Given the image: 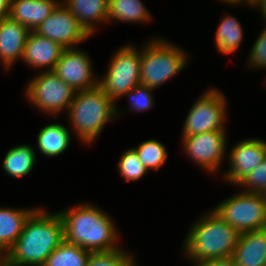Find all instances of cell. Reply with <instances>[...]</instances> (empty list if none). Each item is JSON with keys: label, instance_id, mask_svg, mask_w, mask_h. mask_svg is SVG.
<instances>
[{"label": "cell", "instance_id": "obj_33", "mask_svg": "<svg viewBox=\"0 0 266 266\" xmlns=\"http://www.w3.org/2000/svg\"><path fill=\"white\" fill-rule=\"evenodd\" d=\"M259 6L262 11L263 17L266 18V0H257L254 6Z\"/></svg>", "mask_w": 266, "mask_h": 266}, {"label": "cell", "instance_id": "obj_9", "mask_svg": "<svg viewBox=\"0 0 266 266\" xmlns=\"http://www.w3.org/2000/svg\"><path fill=\"white\" fill-rule=\"evenodd\" d=\"M225 98L211 89L191 107L183 128V136L224 129Z\"/></svg>", "mask_w": 266, "mask_h": 266}, {"label": "cell", "instance_id": "obj_34", "mask_svg": "<svg viewBox=\"0 0 266 266\" xmlns=\"http://www.w3.org/2000/svg\"><path fill=\"white\" fill-rule=\"evenodd\" d=\"M242 1H243V2L246 1L248 4H250V6H251V5L254 6V4L256 3L257 0H235V4L240 3V2H242Z\"/></svg>", "mask_w": 266, "mask_h": 266}, {"label": "cell", "instance_id": "obj_19", "mask_svg": "<svg viewBox=\"0 0 266 266\" xmlns=\"http://www.w3.org/2000/svg\"><path fill=\"white\" fill-rule=\"evenodd\" d=\"M64 5L90 36L94 31V21H108L109 0H66Z\"/></svg>", "mask_w": 266, "mask_h": 266}, {"label": "cell", "instance_id": "obj_7", "mask_svg": "<svg viewBox=\"0 0 266 266\" xmlns=\"http://www.w3.org/2000/svg\"><path fill=\"white\" fill-rule=\"evenodd\" d=\"M141 52L124 46L112 58L106 77L98 86L115 102L135 86L140 85Z\"/></svg>", "mask_w": 266, "mask_h": 266}, {"label": "cell", "instance_id": "obj_20", "mask_svg": "<svg viewBox=\"0 0 266 266\" xmlns=\"http://www.w3.org/2000/svg\"><path fill=\"white\" fill-rule=\"evenodd\" d=\"M70 134L61 124H50L38 134V149L44 156L54 157L63 153L70 144Z\"/></svg>", "mask_w": 266, "mask_h": 266}, {"label": "cell", "instance_id": "obj_29", "mask_svg": "<svg viewBox=\"0 0 266 266\" xmlns=\"http://www.w3.org/2000/svg\"><path fill=\"white\" fill-rule=\"evenodd\" d=\"M151 88L138 85L126 93L130 97V110L146 111L153 107V98L151 96Z\"/></svg>", "mask_w": 266, "mask_h": 266}, {"label": "cell", "instance_id": "obj_8", "mask_svg": "<svg viewBox=\"0 0 266 266\" xmlns=\"http://www.w3.org/2000/svg\"><path fill=\"white\" fill-rule=\"evenodd\" d=\"M30 102L46 113L57 114L69 109L75 90L62 81L53 71L47 70L28 84L26 90Z\"/></svg>", "mask_w": 266, "mask_h": 266}, {"label": "cell", "instance_id": "obj_23", "mask_svg": "<svg viewBox=\"0 0 266 266\" xmlns=\"http://www.w3.org/2000/svg\"><path fill=\"white\" fill-rule=\"evenodd\" d=\"M141 22L150 20V14L141 0H109L108 20Z\"/></svg>", "mask_w": 266, "mask_h": 266}, {"label": "cell", "instance_id": "obj_18", "mask_svg": "<svg viewBox=\"0 0 266 266\" xmlns=\"http://www.w3.org/2000/svg\"><path fill=\"white\" fill-rule=\"evenodd\" d=\"M35 210L0 208V254L4 256L14 246L24 224Z\"/></svg>", "mask_w": 266, "mask_h": 266}, {"label": "cell", "instance_id": "obj_21", "mask_svg": "<svg viewBox=\"0 0 266 266\" xmlns=\"http://www.w3.org/2000/svg\"><path fill=\"white\" fill-rule=\"evenodd\" d=\"M35 164V152L31 146L20 145L10 149L5 155L3 168L13 177L27 175Z\"/></svg>", "mask_w": 266, "mask_h": 266}, {"label": "cell", "instance_id": "obj_13", "mask_svg": "<svg viewBox=\"0 0 266 266\" xmlns=\"http://www.w3.org/2000/svg\"><path fill=\"white\" fill-rule=\"evenodd\" d=\"M231 168L224 176L227 181L238 184L266 157V142L247 139L236 144L230 152Z\"/></svg>", "mask_w": 266, "mask_h": 266}, {"label": "cell", "instance_id": "obj_25", "mask_svg": "<svg viewBox=\"0 0 266 266\" xmlns=\"http://www.w3.org/2000/svg\"><path fill=\"white\" fill-rule=\"evenodd\" d=\"M134 149L136 150L141 163L147 170H150L151 168L158 170L164 165L167 159L165 146L158 140H148Z\"/></svg>", "mask_w": 266, "mask_h": 266}, {"label": "cell", "instance_id": "obj_10", "mask_svg": "<svg viewBox=\"0 0 266 266\" xmlns=\"http://www.w3.org/2000/svg\"><path fill=\"white\" fill-rule=\"evenodd\" d=\"M35 33L62 45L65 49L90 37L64 3H58L50 16L35 30Z\"/></svg>", "mask_w": 266, "mask_h": 266}, {"label": "cell", "instance_id": "obj_4", "mask_svg": "<svg viewBox=\"0 0 266 266\" xmlns=\"http://www.w3.org/2000/svg\"><path fill=\"white\" fill-rule=\"evenodd\" d=\"M117 113L115 102L99 86L75 92L69 107L72 126L84 143L99 136L104 125Z\"/></svg>", "mask_w": 266, "mask_h": 266}, {"label": "cell", "instance_id": "obj_22", "mask_svg": "<svg viewBox=\"0 0 266 266\" xmlns=\"http://www.w3.org/2000/svg\"><path fill=\"white\" fill-rule=\"evenodd\" d=\"M91 252L63 240L46 259L43 266H86Z\"/></svg>", "mask_w": 266, "mask_h": 266}, {"label": "cell", "instance_id": "obj_26", "mask_svg": "<svg viewBox=\"0 0 266 266\" xmlns=\"http://www.w3.org/2000/svg\"><path fill=\"white\" fill-rule=\"evenodd\" d=\"M86 266H135L131 254L122 249L91 252Z\"/></svg>", "mask_w": 266, "mask_h": 266}, {"label": "cell", "instance_id": "obj_1", "mask_svg": "<svg viewBox=\"0 0 266 266\" xmlns=\"http://www.w3.org/2000/svg\"><path fill=\"white\" fill-rule=\"evenodd\" d=\"M63 240L64 223L60 214L35 209L14 246L6 253V266H43Z\"/></svg>", "mask_w": 266, "mask_h": 266}, {"label": "cell", "instance_id": "obj_27", "mask_svg": "<svg viewBox=\"0 0 266 266\" xmlns=\"http://www.w3.org/2000/svg\"><path fill=\"white\" fill-rule=\"evenodd\" d=\"M118 169L126 181L138 180L147 172L134 148L128 149L122 154L118 162Z\"/></svg>", "mask_w": 266, "mask_h": 266}, {"label": "cell", "instance_id": "obj_16", "mask_svg": "<svg viewBox=\"0 0 266 266\" xmlns=\"http://www.w3.org/2000/svg\"><path fill=\"white\" fill-rule=\"evenodd\" d=\"M231 258L236 266H265L266 228L241 233Z\"/></svg>", "mask_w": 266, "mask_h": 266}, {"label": "cell", "instance_id": "obj_28", "mask_svg": "<svg viewBox=\"0 0 266 266\" xmlns=\"http://www.w3.org/2000/svg\"><path fill=\"white\" fill-rule=\"evenodd\" d=\"M238 184L247 186L246 192L266 194V157Z\"/></svg>", "mask_w": 266, "mask_h": 266}, {"label": "cell", "instance_id": "obj_24", "mask_svg": "<svg viewBox=\"0 0 266 266\" xmlns=\"http://www.w3.org/2000/svg\"><path fill=\"white\" fill-rule=\"evenodd\" d=\"M242 38V27L239 21L232 16L224 17L215 36L218 50L224 54L234 52L239 48Z\"/></svg>", "mask_w": 266, "mask_h": 266}, {"label": "cell", "instance_id": "obj_14", "mask_svg": "<svg viewBox=\"0 0 266 266\" xmlns=\"http://www.w3.org/2000/svg\"><path fill=\"white\" fill-rule=\"evenodd\" d=\"M31 30L10 16L0 21V58L9 69L18 58L23 57L25 43Z\"/></svg>", "mask_w": 266, "mask_h": 266}, {"label": "cell", "instance_id": "obj_15", "mask_svg": "<svg viewBox=\"0 0 266 266\" xmlns=\"http://www.w3.org/2000/svg\"><path fill=\"white\" fill-rule=\"evenodd\" d=\"M64 50L59 43L31 31L25 43L22 60L33 67L49 66V71H53Z\"/></svg>", "mask_w": 266, "mask_h": 266}, {"label": "cell", "instance_id": "obj_5", "mask_svg": "<svg viewBox=\"0 0 266 266\" xmlns=\"http://www.w3.org/2000/svg\"><path fill=\"white\" fill-rule=\"evenodd\" d=\"M186 58L176 46L153 39L141 51L140 85L157 88L185 67Z\"/></svg>", "mask_w": 266, "mask_h": 266}, {"label": "cell", "instance_id": "obj_3", "mask_svg": "<svg viewBox=\"0 0 266 266\" xmlns=\"http://www.w3.org/2000/svg\"><path fill=\"white\" fill-rule=\"evenodd\" d=\"M239 235L212 210L190 229L184 249L195 263L232 257Z\"/></svg>", "mask_w": 266, "mask_h": 266}, {"label": "cell", "instance_id": "obj_30", "mask_svg": "<svg viewBox=\"0 0 266 266\" xmlns=\"http://www.w3.org/2000/svg\"><path fill=\"white\" fill-rule=\"evenodd\" d=\"M249 56L250 65L257 68H266V28H264V31L262 30V33L258 36Z\"/></svg>", "mask_w": 266, "mask_h": 266}, {"label": "cell", "instance_id": "obj_31", "mask_svg": "<svg viewBox=\"0 0 266 266\" xmlns=\"http://www.w3.org/2000/svg\"><path fill=\"white\" fill-rule=\"evenodd\" d=\"M195 266H236L231 257L197 262Z\"/></svg>", "mask_w": 266, "mask_h": 266}, {"label": "cell", "instance_id": "obj_6", "mask_svg": "<svg viewBox=\"0 0 266 266\" xmlns=\"http://www.w3.org/2000/svg\"><path fill=\"white\" fill-rule=\"evenodd\" d=\"M214 211L240 234L266 228V194L244 191L224 200Z\"/></svg>", "mask_w": 266, "mask_h": 266}, {"label": "cell", "instance_id": "obj_32", "mask_svg": "<svg viewBox=\"0 0 266 266\" xmlns=\"http://www.w3.org/2000/svg\"><path fill=\"white\" fill-rule=\"evenodd\" d=\"M11 8V0H0V21L9 17Z\"/></svg>", "mask_w": 266, "mask_h": 266}, {"label": "cell", "instance_id": "obj_11", "mask_svg": "<svg viewBox=\"0 0 266 266\" xmlns=\"http://www.w3.org/2000/svg\"><path fill=\"white\" fill-rule=\"evenodd\" d=\"M183 141L184 150L195 162L211 173L218 169L226 148L225 130L183 136Z\"/></svg>", "mask_w": 266, "mask_h": 266}, {"label": "cell", "instance_id": "obj_2", "mask_svg": "<svg viewBox=\"0 0 266 266\" xmlns=\"http://www.w3.org/2000/svg\"><path fill=\"white\" fill-rule=\"evenodd\" d=\"M64 223V240L89 252L120 249L116 228L108 215L93 205L85 204L58 212Z\"/></svg>", "mask_w": 266, "mask_h": 266}, {"label": "cell", "instance_id": "obj_36", "mask_svg": "<svg viewBox=\"0 0 266 266\" xmlns=\"http://www.w3.org/2000/svg\"><path fill=\"white\" fill-rule=\"evenodd\" d=\"M223 2L225 1V3L226 2H228V3H233V4H235V0H222Z\"/></svg>", "mask_w": 266, "mask_h": 266}, {"label": "cell", "instance_id": "obj_12", "mask_svg": "<svg viewBox=\"0 0 266 266\" xmlns=\"http://www.w3.org/2000/svg\"><path fill=\"white\" fill-rule=\"evenodd\" d=\"M90 62L86 53L67 48L62 52L53 72L75 92L89 90L98 86L99 81L93 78Z\"/></svg>", "mask_w": 266, "mask_h": 266}, {"label": "cell", "instance_id": "obj_17", "mask_svg": "<svg viewBox=\"0 0 266 266\" xmlns=\"http://www.w3.org/2000/svg\"><path fill=\"white\" fill-rule=\"evenodd\" d=\"M55 0H11L10 17L34 31L58 5Z\"/></svg>", "mask_w": 266, "mask_h": 266}, {"label": "cell", "instance_id": "obj_35", "mask_svg": "<svg viewBox=\"0 0 266 266\" xmlns=\"http://www.w3.org/2000/svg\"><path fill=\"white\" fill-rule=\"evenodd\" d=\"M0 266H6L5 256L1 254H0Z\"/></svg>", "mask_w": 266, "mask_h": 266}]
</instances>
